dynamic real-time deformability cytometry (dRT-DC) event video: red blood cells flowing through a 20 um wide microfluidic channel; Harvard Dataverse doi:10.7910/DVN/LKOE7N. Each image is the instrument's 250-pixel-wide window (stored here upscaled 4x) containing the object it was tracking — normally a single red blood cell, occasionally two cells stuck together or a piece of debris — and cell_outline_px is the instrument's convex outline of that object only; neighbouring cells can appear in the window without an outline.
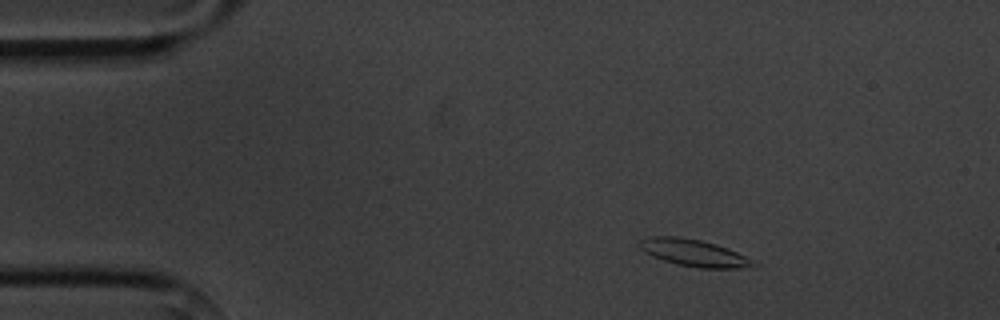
{"species": "common noctule bat (a hibernating species)", "species_latin": "Nyctalus noctula", "temperature_condition": "cold", "stored_images_in_passage": 4, "camera_frame_rate_fps": 3000, "um_per_image_px": 0.085, "animal": {"sex": "male", "body_mass_g": 20.1, "forearm_length_mm": 53.5}, "frame": {"image": 1, "passage_image": 2, "time_ms": 2.0, "image_size_px": [1000, 320], "cell_outline_px": [[760, 264], [756, 268], [700, 268], [680, 264], [664, 260], [652, 256], [644, 252], [636, 244], [636, 240], [652, 236], [676, 236], [700, 240], [716, 244], [728, 248], [756, 260]], "centroid_in_image_um": [59.04, 21.49], "position_along_channel_um": 26.0, "area_um2": 18.26}}